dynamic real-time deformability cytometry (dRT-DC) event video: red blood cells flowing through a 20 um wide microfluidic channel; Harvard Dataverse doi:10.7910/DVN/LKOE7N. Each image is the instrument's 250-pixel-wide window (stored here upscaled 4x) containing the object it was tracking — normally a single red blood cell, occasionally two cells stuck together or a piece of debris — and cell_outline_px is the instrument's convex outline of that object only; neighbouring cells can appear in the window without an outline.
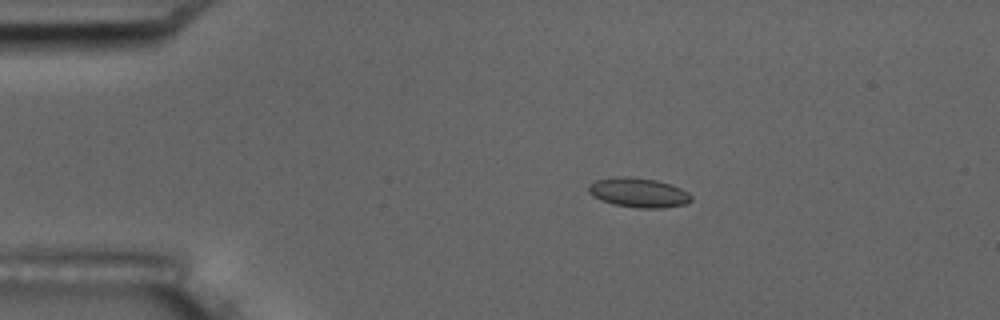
{"species": "common noctule bat (a hibernating species)", "species_latin": "Nyctalus noctula", "temperature_condition": "room temperature", "stored_images_in_passage": 5, "camera_frame_rate_fps": 3000, "um_per_image_px": 0.085, "animal": {"sex": "male", "body_mass_g": 17.5, "forearm_length_mm": 52.3}, "frame": {"image": 1, "passage_image": 3, "time_ms": 2.333, "image_size_px": [1000, 320], "cell_outline_px": [[692, 200], [684, 204], [664, 208], [636, 208], [612, 204], [600, 200], [592, 196], [588, 192], [588, 184], [596, 180], [616, 176], [628, 176], [656, 180], [672, 184], [688, 192], [692, 196]], "centroid_in_image_um": [54.25, 16.37], "position_along_channel_um": 30.8, "area_um2": 17.92}}
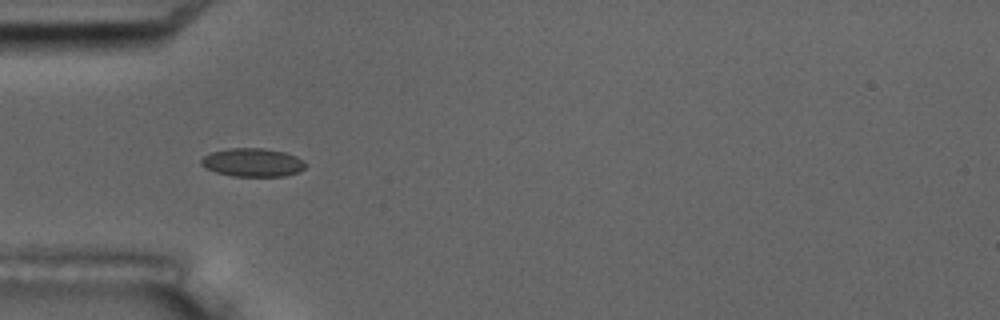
{"frame": {"image": 2, "passage_image": 5, "time_ms": 4.667, "image_size_px": [1000, 320], "cell_outline_px": [[308, 164], [304, 168], [296, 172], [284, 176], [232, 176], [216, 172], [204, 168], [200, 164], [200, 160], [204, 156], [212, 152], [228, 148], [264, 148], [284, 152], [296, 156], [304, 160]], "centroid_in_image_um": [21.46, 13.8], "position_along_channel_um": 63.5, "area_um2": 17.34}}